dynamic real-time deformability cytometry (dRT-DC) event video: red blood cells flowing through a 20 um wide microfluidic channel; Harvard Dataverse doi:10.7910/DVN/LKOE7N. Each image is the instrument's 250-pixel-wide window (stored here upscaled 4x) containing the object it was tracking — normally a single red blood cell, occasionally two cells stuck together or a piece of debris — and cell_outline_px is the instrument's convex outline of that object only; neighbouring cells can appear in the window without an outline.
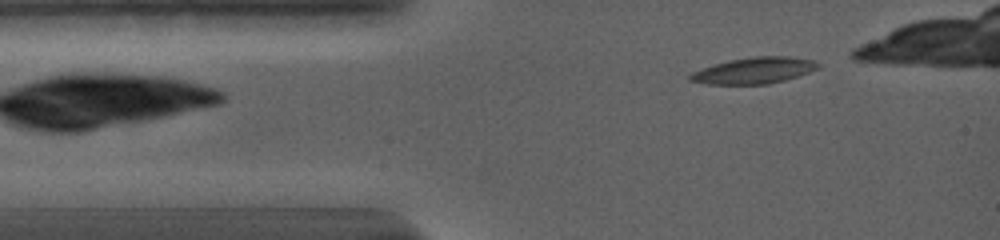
{"species": "common noctule bat (a hibernating species)", "species_latin": "Nyctalus noctula", "temperature_condition": "warm", "stored_images_in_passage": 8, "camera_frame_rate_fps": 5000, "um_per_image_px": 0.085, "animal": {"sex": "female", "body_mass_g": 19.0, "forearm_length_mm": 56.7}, "frame": {"image": 1, "passage_image": 1, "time_ms": 0.0, "image_size_px": [1000, 240], "cell_outline_px": [[820, 68], [784, 80], [768, 84], [708, 84], [688, 80], [688, 76], [692, 72], [728, 60], [756, 56], [788, 56], [812, 60], [820, 64]], "centroid_in_image_um": [64.1, 5.99], "position_along_channel_um": 20.9, "area_um2": 19.36}}
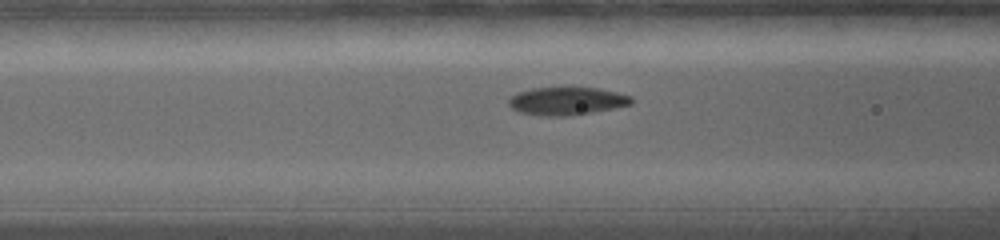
{"frame": {"image": 2, "passage_image": 6, "time_ms": 3.6, "image_size_px": [1000, 240], "cell_outline_px": [[632, 104], [592, 112], [564, 116], [548, 116], [520, 112], [512, 108], [508, 104], [508, 100], [516, 92], [532, 88], [572, 84], [600, 88], [632, 96]], "centroid_in_image_um": [48.17, 8.52], "position_along_channel_um": 118.4, "area_um2": 20.69}}
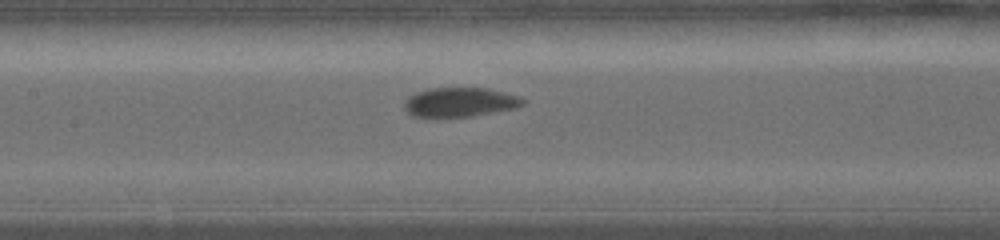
{"frame": {"image": 3, "passage_image": 8, "time_ms": 5.0, "image_size_px": [1000, 240], "cell_outline_px": [[524, 104], [516, 108], [472, 116], [412, 116], [404, 108], [404, 104], [408, 96], [416, 92], [428, 88], [488, 88], [520, 96], [524, 100]], "centroid_in_image_um": [39.1, 8.67], "position_along_channel_um": 168.3, "area_um2": 20.11}}